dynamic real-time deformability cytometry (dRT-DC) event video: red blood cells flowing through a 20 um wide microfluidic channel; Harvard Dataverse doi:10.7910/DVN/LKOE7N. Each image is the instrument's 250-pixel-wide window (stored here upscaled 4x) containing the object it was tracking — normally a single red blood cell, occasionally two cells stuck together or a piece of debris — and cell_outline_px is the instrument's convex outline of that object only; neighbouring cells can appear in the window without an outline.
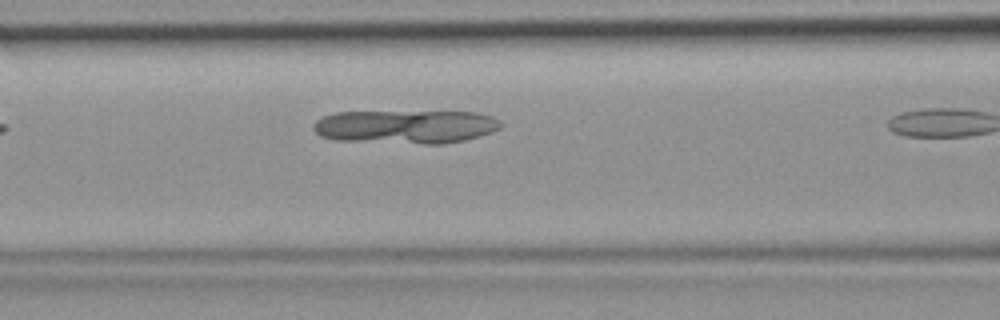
{"species": "common noctule bat (a hibernating species)", "species_latin": "Nyctalus noctula", "temperature_condition": "room temperature", "stored_images_in_passage": 6, "camera_frame_rate_fps": 3000, "um_per_image_px": 0.085, "animal": {"sex": "female", "body_mass_g": 19.9}, "frame": {"image": 1, "passage_image": 5, "time_ms": 1.333, "image_size_px": [1000, 320], "cell_outline_px": [[504, 124], [500, 128], [492, 132], [480, 136], [464, 140], [444, 144], [424, 144], [336, 140], [320, 136], [312, 128], [312, 124], [316, 120], [324, 116], [336, 112], [476, 112], [492, 116], [500, 120]], "centroid_in_image_um": [34.5, 10.77], "position_along_channel_um": 132.1, "area_um2": 36.88}}